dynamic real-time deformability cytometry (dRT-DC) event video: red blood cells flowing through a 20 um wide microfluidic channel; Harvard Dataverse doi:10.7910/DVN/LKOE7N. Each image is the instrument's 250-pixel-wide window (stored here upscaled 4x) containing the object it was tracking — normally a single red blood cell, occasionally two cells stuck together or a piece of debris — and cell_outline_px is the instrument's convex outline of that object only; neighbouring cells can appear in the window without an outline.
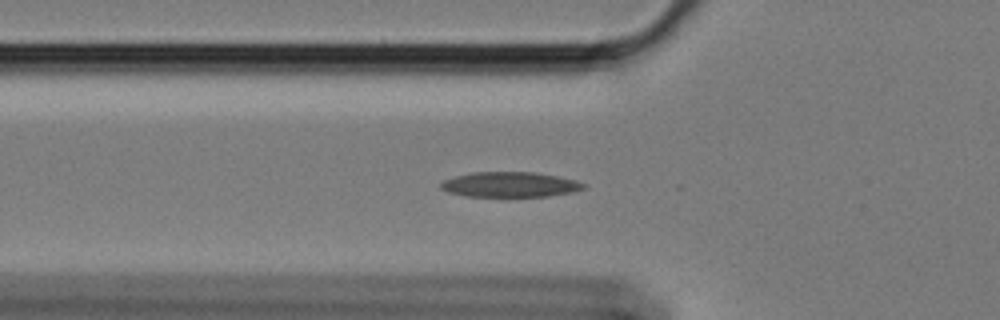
{"species": "Egyptian fruit bat (a non-hibernating species)", "species_latin": "Rousettus aegyptiacus", "temperature_condition": "cold", "stored_images_in_passage": 40, "camera_frame_rate_fps": 3000, "um_per_image_px": 0.085, "animal": {"sex": "female"}, "frame": {"image": 1, "passage_image": 8, "time_ms": 2.333, "image_size_px": [1000, 320], "cell_outline_px": [[584, 188], [572, 192], [548, 196], [464, 196], [448, 192], [440, 188], [440, 184], [444, 180], [456, 176], [472, 172], [532, 172], [556, 176], [576, 180], [584, 184]], "centroid_in_image_um": [43.31, 15.68], "position_along_channel_um": 82.5, "area_um2": 20.69}}
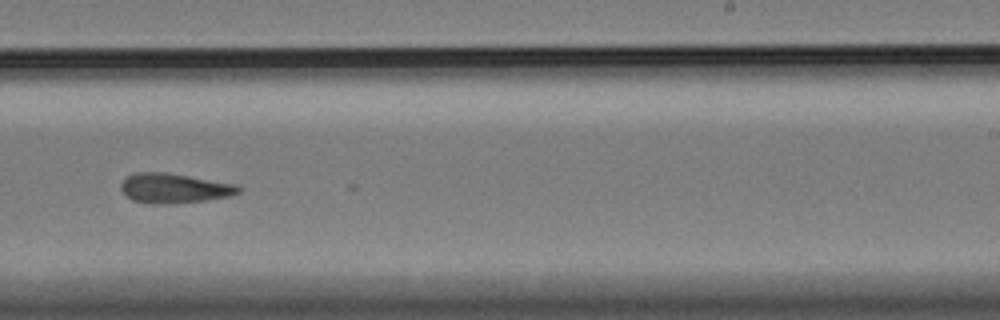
{"frame": {"image": 2, "passage_image": 25, "time_ms": 8.0, "image_size_px": [1000, 320], "cell_outline_px": [[240, 192], [232, 196], [176, 204], [152, 204], [132, 200], [120, 188], [120, 184], [128, 176], [136, 172], [164, 172], [188, 176], [232, 184], [240, 188]], "centroid_in_image_um": [14.77, 16.01], "position_along_channel_um": 274.2, "area_um2": 20.11}}
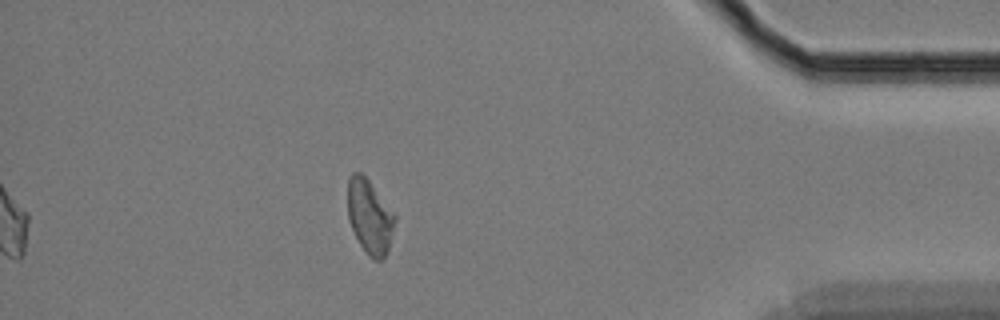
{"frame": {"image": 3, "passage_image": 40, "time_ms": 13.0, "image_size_px": [1000, 320], "cell_outline_px": [[396, 220], [388, 248], [384, 256], [380, 260], [372, 260], [368, 256], [360, 244], [348, 220], [348, 180], [352, 172], [360, 172], [368, 180], [396, 216]], "centroid_in_image_um": [31.41, 18.42], "position_along_channel_um": 403.8, "area_um2": 20.06}}